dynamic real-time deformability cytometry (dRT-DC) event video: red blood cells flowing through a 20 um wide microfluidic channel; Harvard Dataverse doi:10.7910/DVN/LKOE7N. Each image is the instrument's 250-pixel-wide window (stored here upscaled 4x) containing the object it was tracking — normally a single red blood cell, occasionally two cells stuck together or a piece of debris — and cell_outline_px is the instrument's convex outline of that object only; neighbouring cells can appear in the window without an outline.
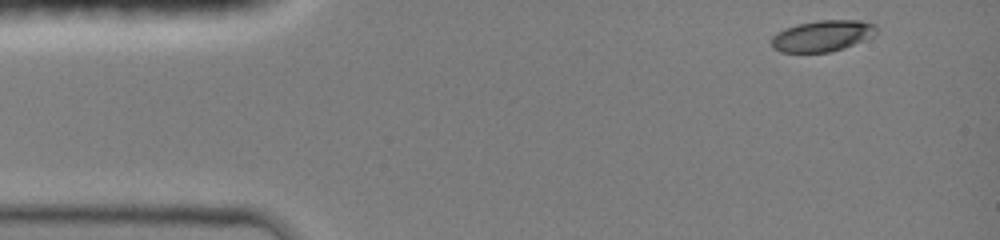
{"species": "common noctule bat (a hibernating species)", "species_latin": "Nyctalus noctula", "temperature_condition": "room temperature", "stored_images_in_passage": 12, "camera_frame_rate_fps": 3000, "um_per_image_px": 0.085, "animal": {"sex": "female", "body_mass_g": 19.0, "forearm_length_mm": 51.5}, "frame": {"image": 1, "passage_image": 1, "time_ms": 0.0, "image_size_px": [1000, 240], "cell_outline_px": [[876, 32], [872, 36], [864, 40], [844, 48], [828, 52], [780, 52], [772, 48], [772, 36], [776, 32], [784, 28], [796, 24], [816, 20], [860, 20], [876, 24]], "centroid_in_image_um": [69.88, 3.04], "position_along_channel_um": 15.1, "area_um2": 19.19}}
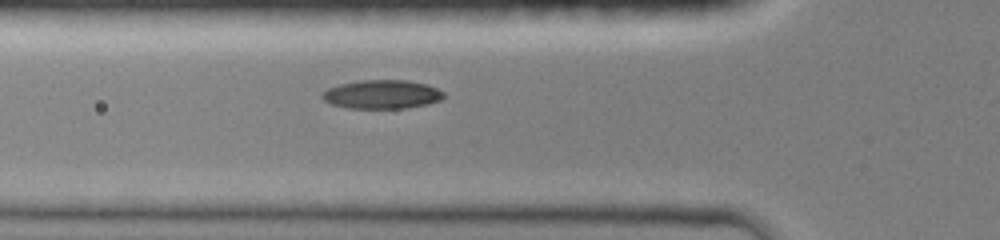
{"frame": {"image": 2, "passage_image": 6, "time_ms": 4.0, "image_size_px": [1000, 240], "cell_outline_px": [[444, 96], [440, 100], [428, 104], [404, 108], [348, 108], [332, 104], [324, 100], [320, 96], [320, 92], [328, 88], [340, 84], [360, 80], [408, 80], [428, 84], [444, 92]], "centroid_in_image_um": [32.45, 8.01], "position_along_channel_um": 93.3, "area_um2": 20.46}}
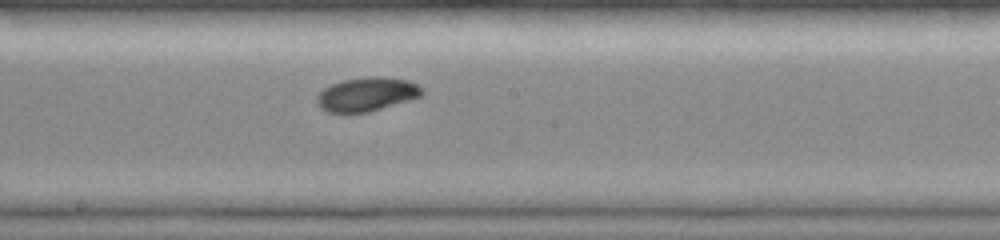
{"frame": {"image": 3, "passage_image": 12, "time_ms": 7.0, "image_size_px": [1000, 240], "cell_outline_px": [[424, 96], [368, 112], [328, 112], [320, 108], [316, 104], [316, 96], [324, 88], [332, 84], [344, 80], [368, 76], [384, 76], [408, 80], [416, 84], [424, 92]], "centroid_in_image_um": [31.18, 8.01], "position_along_channel_um": 217.0, "area_um2": 20.81}}